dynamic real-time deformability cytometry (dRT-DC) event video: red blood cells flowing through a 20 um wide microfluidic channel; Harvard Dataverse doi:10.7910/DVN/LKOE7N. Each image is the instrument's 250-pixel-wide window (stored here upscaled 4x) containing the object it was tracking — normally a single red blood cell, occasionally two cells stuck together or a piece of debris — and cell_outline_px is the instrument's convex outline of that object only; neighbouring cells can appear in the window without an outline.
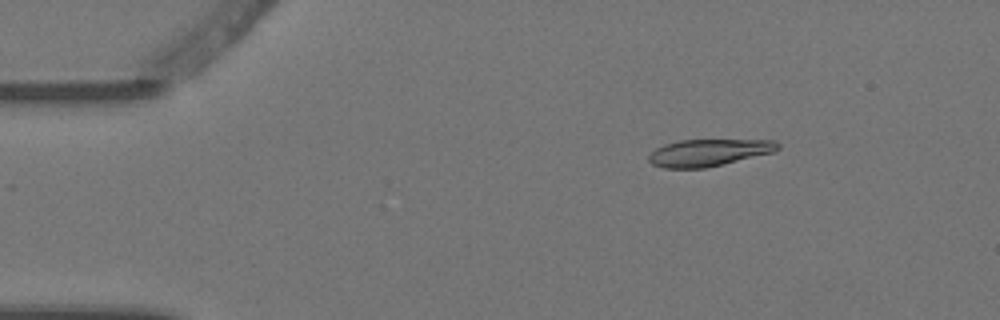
{"species": "Egyptian fruit bat (a non-hibernating species)", "species_latin": "Rousettus aegyptiacus", "temperature_condition": "warm", "stored_images_in_passage": 4, "camera_frame_rate_fps": 3000, "um_per_image_px": 0.085, "animal": {"sex": "female"}, "frame": {"image": 1, "passage_image": 2, "time_ms": 0.333, "image_size_px": [1000, 320], "cell_outline_px": [[780, 148], [776, 152], [724, 164], [704, 168], [664, 168], [652, 164], [648, 160], [648, 156], [656, 148], [664, 144], [680, 140], [776, 140], [780, 144]], "centroid_in_image_um": [60.28, 12.97], "position_along_channel_um": 24.7, "area_um2": 20.46}}